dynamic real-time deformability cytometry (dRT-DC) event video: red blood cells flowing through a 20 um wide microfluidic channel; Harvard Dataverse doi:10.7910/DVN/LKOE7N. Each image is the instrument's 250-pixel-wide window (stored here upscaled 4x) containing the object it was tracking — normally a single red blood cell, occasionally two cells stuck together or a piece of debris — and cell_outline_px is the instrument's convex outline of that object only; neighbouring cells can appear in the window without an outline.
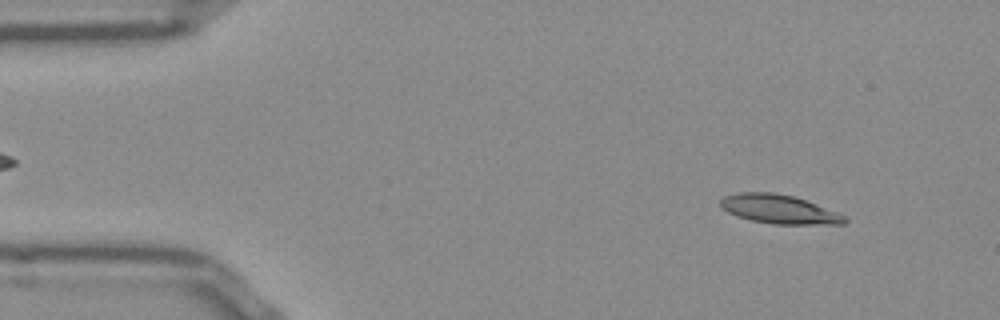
{"species": "Egyptian fruit bat (a non-hibernating species)", "species_latin": "Rousettus aegyptiacus", "temperature_condition": "room temperature", "stored_images_in_passage": 51, "camera_frame_rate_fps": 3000, "um_per_image_px": 0.085, "frame": {"image": 1, "passage_image": 5, "time_ms": 1.333, "image_size_px": [1000, 320], "cell_outline_px": [[848, 220], [844, 224], [772, 224], [752, 220], [736, 216], [728, 212], [720, 204], [720, 200], [724, 196], [740, 192], [772, 192], [792, 196], [804, 200], [836, 212], [844, 216]], "centroid_in_image_um": [66.19, 17.78], "position_along_channel_um": 18.8, "area_um2": 20.58}}
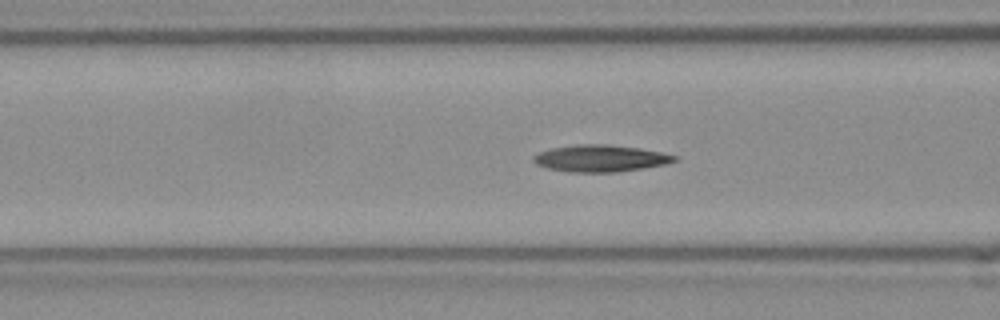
{"frame": {"image": 2, "passage_image": 19, "time_ms": 6.0, "image_size_px": [1000, 320], "cell_outline_px": [[676, 160], [664, 164], [644, 168], [616, 172], [572, 172], [548, 168], [536, 164], [532, 160], [532, 156], [540, 152], [552, 148], [576, 144], [604, 144], [640, 148], [660, 152], [676, 156]], "centroid_in_image_um": [51.0, 13.46], "position_along_channel_um": 115.6, "area_um2": 21.85}}
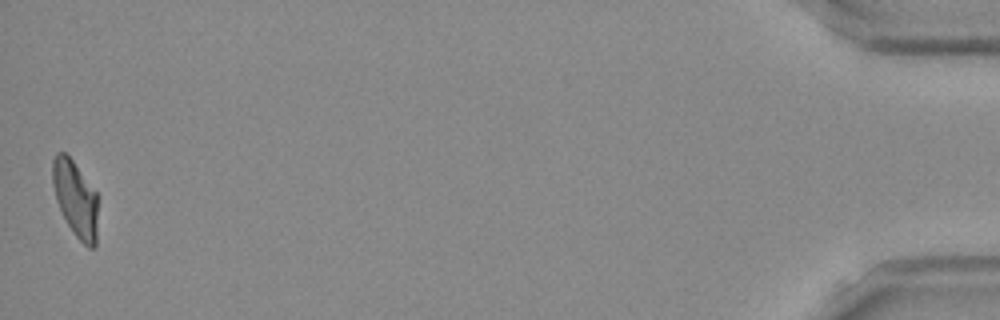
{"frame": {"image": 3, "passage_image": 51, "time_ms": 16.667, "image_size_px": [1000, 320], "cell_outline_px": [[96, 244], [92, 248], [88, 248], [76, 236], [68, 224], [56, 200], [52, 184], [52, 160], [56, 152], [64, 152], [72, 160], [96, 192]], "centroid_in_image_um": [6.38, 16.86], "position_along_channel_um": 428.8, "area_um2": 19.65}, "authors_computed_cell_mechanics": {"area_um2": 20.9236, "velocity_mm_per_s": 3.8648, "shape_relaxation_time_tau1_ms": 8.5976, "shape_relaxation_time_tau2_ms": 4.8552, "deformation_change_tau1": 0.2444, "deformation_change_tau2": 0.1209}}